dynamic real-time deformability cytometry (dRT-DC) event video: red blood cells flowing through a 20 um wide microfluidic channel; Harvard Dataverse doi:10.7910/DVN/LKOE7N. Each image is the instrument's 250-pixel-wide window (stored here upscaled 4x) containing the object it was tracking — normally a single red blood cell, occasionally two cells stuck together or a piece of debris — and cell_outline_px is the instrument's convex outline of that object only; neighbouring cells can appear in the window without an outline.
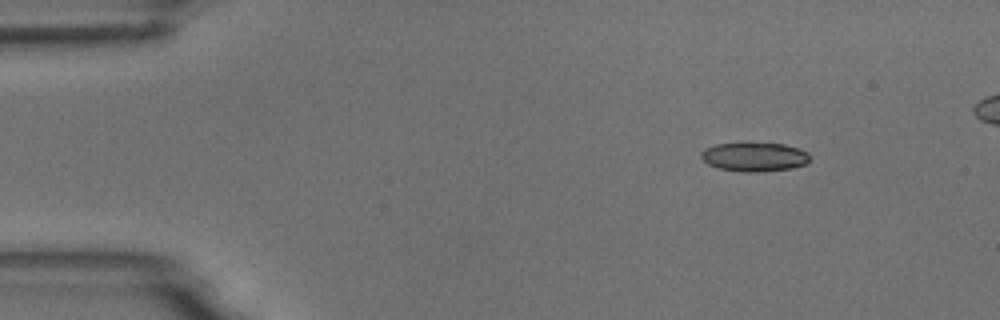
{"species": "common noctule bat (a hibernating species)", "species_latin": "Nyctalus noctula", "temperature_condition": "room temperature", "stored_images_in_passage": 4, "camera_frame_rate_fps": 3000, "um_per_image_px": 0.085, "animal": {"sex": "male", "body_mass_g": 18.8}, "frame": {"image": 1, "passage_image": 1, "time_ms": 0.0, "image_size_px": [1000, 320], "cell_outline_px": [[808, 160], [804, 164], [792, 168], [760, 172], [740, 172], [720, 168], [708, 164], [700, 156], [700, 152], [704, 148], [716, 144], [744, 140], [784, 144], [800, 148], [808, 152]], "centroid_in_image_um": [64.08, 13.28], "position_along_channel_um": 20.9, "area_um2": 19.13}}